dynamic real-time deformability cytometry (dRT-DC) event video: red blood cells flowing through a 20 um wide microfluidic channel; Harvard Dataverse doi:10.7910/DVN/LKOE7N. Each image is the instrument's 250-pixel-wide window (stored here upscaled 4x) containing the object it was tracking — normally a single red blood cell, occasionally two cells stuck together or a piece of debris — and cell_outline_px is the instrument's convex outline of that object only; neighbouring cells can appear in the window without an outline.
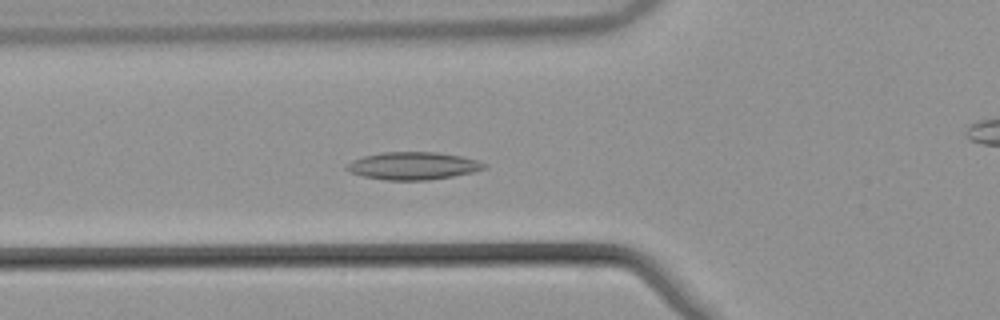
{"species": "common noctule bat (a hibernating species)", "species_latin": "Nyctalus noctula", "temperature_condition": "warm", "stored_images_in_passage": 40, "camera_frame_rate_fps": 3000, "um_per_image_px": 0.085, "animal": {"sex": "male", "body_mass_g": 21.5, "forearm_length_mm": 52.0}, "frame": {"image": 1, "passage_image": 5, "time_ms": 1.333, "image_size_px": [1000, 320], "cell_outline_px": [[488, 168], [472, 172], [452, 176], [428, 180], [384, 180], [364, 176], [352, 172], [344, 168], [352, 160], [364, 156], [380, 152], [436, 152], [460, 156], [476, 160], [488, 164]], "centroid_in_image_um": [35.13, 14.09], "position_along_channel_um": 90.7, "area_um2": 22.02}}
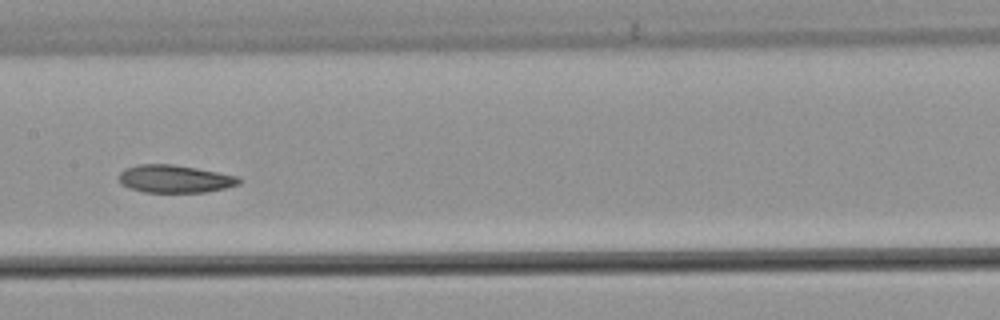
{"frame": {"image": 2, "passage_image": 13, "time_ms": 4.0, "image_size_px": [1000, 320], "cell_outline_px": [[240, 184], [208, 192], [144, 192], [128, 188], [120, 184], [120, 172], [124, 168], [140, 164], [172, 164], [196, 168], [236, 176], [240, 180]], "centroid_in_image_um": [14.81, 15.21], "position_along_channel_um": 192.6, "area_um2": 19.31}}
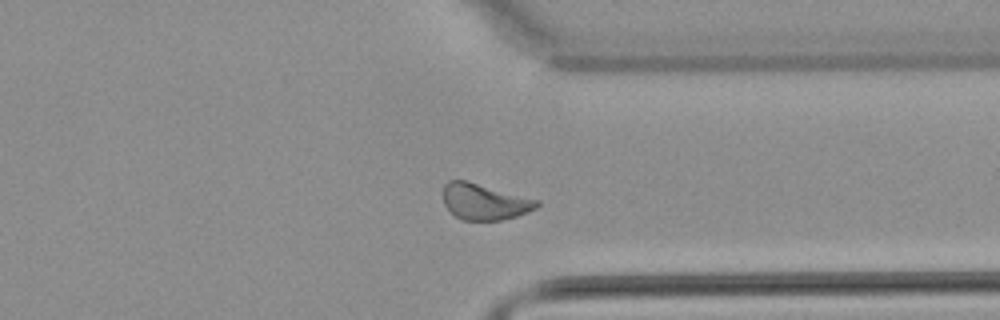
{"frame": {"image": 3, "passage_image": 27, "time_ms": 8.667, "image_size_px": [1000, 320], "cell_outline_px": [[540, 204], [536, 208], [516, 216], [500, 220], [460, 220], [444, 204], [444, 184], [448, 180], [464, 180], [540, 200]], "centroid_in_image_um": [41.18, 17.14], "position_along_channel_um": 370.2, "area_um2": 19.48}, "authors_computed_cell_mechanics": {"area_um2": 19.941, "velocity_mm_per_s": 3.8129, "shape_relaxation_time_tau1_ms": 8.1635, "shape_relaxation_time_tau2_ms": 6.8101, "deformation_change_tau1": 0.1645, "deformation_change_tau2": 0.101}}